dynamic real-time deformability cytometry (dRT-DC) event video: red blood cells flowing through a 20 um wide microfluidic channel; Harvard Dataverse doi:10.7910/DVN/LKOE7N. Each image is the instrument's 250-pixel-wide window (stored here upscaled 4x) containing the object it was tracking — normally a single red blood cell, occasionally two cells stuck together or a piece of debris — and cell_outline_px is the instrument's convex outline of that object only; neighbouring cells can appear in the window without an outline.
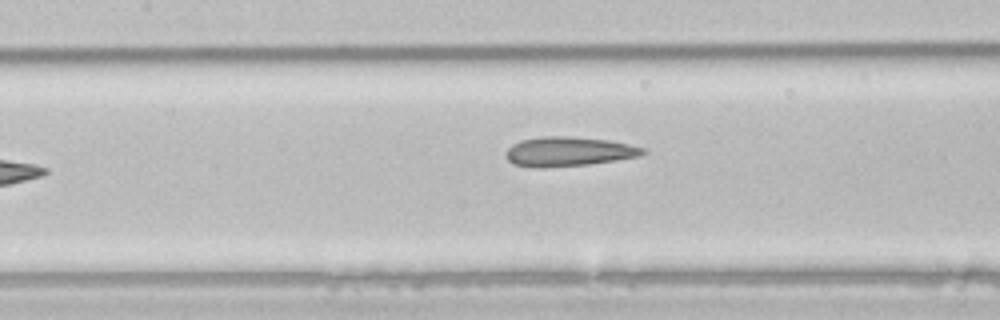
{"species": "common noctule bat (a hibernating species)", "species_latin": "Nyctalus noctula", "temperature_condition": "room temperature", "stored_images_in_passage": 6, "camera_frame_rate_fps": 3000, "um_per_image_px": 0.085, "animal": {"sex": "male", "body_mass_g": 21.5, "forearm_length_mm": 52.0}, "frame": {"image": 1, "passage_image": 5, "time_ms": 1.333, "image_size_px": [1000, 320], "cell_outline_px": [[648, 152], [640, 156], [616, 160], [588, 164], [544, 168], [532, 168], [512, 164], [504, 156], [504, 152], [512, 144], [520, 140], [544, 136], [568, 136], [608, 140], [628, 144], [644, 148]], "centroid_in_image_um": [48.27, 12.89], "position_along_channel_um": 159.1, "area_um2": 23.76}}
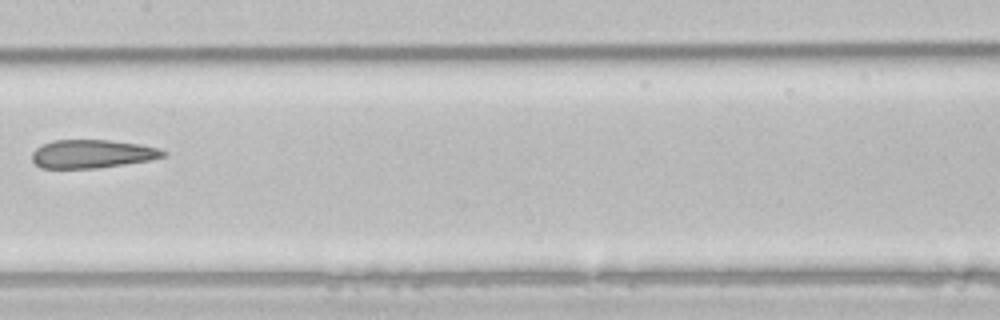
{"frame": {"image": 2, "passage_image": 6, "time_ms": 1.667, "image_size_px": [1000, 320], "cell_outline_px": [[168, 156], [148, 160], [124, 164], [96, 168], [40, 168], [32, 160], [32, 152], [36, 148], [52, 140], [112, 140], [140, 144], [160, 148], [168, 152]], "centroid_in_image_um": [7.87, 13.07], "position_along_channel_um": 199.5, "area_um2": 21.79}}